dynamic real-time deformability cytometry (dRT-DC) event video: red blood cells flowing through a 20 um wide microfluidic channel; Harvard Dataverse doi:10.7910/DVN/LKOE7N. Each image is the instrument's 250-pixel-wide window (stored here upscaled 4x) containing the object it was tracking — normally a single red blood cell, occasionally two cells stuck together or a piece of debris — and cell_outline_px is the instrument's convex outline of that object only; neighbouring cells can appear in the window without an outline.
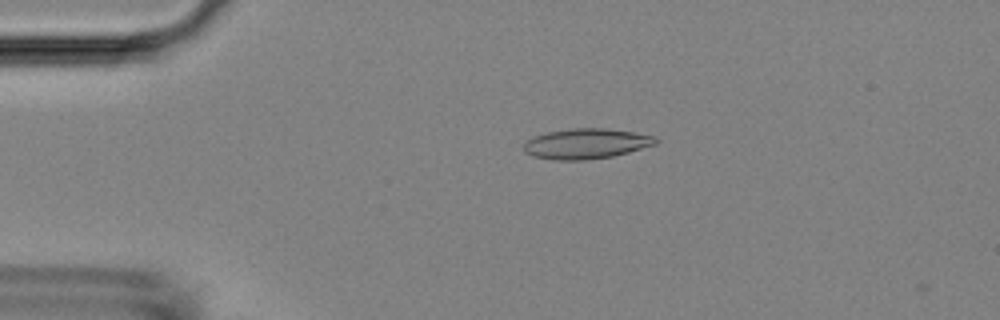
{"species": "Egyptian fruit bat (a non-hibernating species)", "species_latin": "Rousettus aegyptiacus", "temperature_condition": "room temperature", "stored_images_in_passage": 52, "camera_frame_rate_fps": 3000, "um_per_image_px": 0.085, "animal": {"sex": "female"}, "frame": {"image": 1, "passage_image": 11, "time_ms": 3.333, "image_size_px": [1000, 320], "cell_outline_px": [[648, 144], [624, 152], [608, 156], [540, 156], [532, 152], [532, 140], [540, 136], [556, 132], [628, 132], [644, 136]], "centroid_in_image_um": [49.85, 12.22], "position_along_channel_um": 35.2, "area_um2": 17.34}}
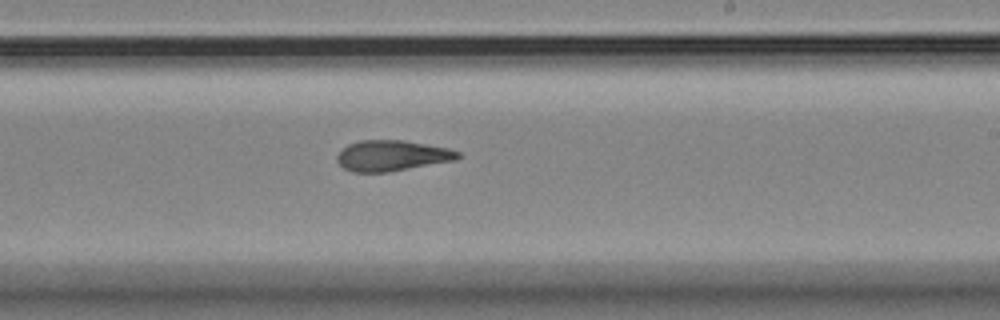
{"frame": {"image": 2, "passage_image": 31, "time_ms": 10.0, "image_size_px": [1000, 320], "cell_outline_px": [[460, 156], [448, 160], [380, 172], [360, 172], [348, 168], [340, 164], [340, 152], [344, 148], [352, 144], [368, 140], [388, 140], [416, 144], [440, 148], [456, 152]], "centroid_in_image_um": [33.2, 13.23], "position_along_channel_um": 255.8, "area_um2": 19.19}}
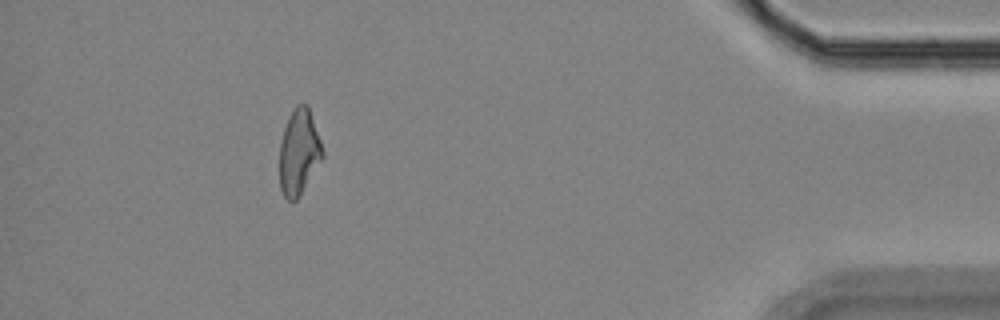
{"frame": {"image": 3, "passage_image": 47, "time_ms": 15.333, "image_size_px": [1000, 320], "cell_outline_px": [[320, 156], [296, 200], [288, 200], [284, 196], [280, 184], [280, 148], [284, 132], [288, 120], [292, 112], [300, 104], [304, 104], [308, 108], [320, 144]], "centroid_in_image_um": [25.34, 12.95], "position_along_channel_um": 409.9, "area_um2": 19.36}, "authors_computed_cell_mechanics": {"area_um2": 19.0162, "velocity_mm_per_s": 3.8724, "shape_relaxation_time_tau1_ms": null, "shape_relaxation_time_tau2_ms": 3.2978, "deformation_change_tau1": null, "deformation_change_tau2": 0.1098}}